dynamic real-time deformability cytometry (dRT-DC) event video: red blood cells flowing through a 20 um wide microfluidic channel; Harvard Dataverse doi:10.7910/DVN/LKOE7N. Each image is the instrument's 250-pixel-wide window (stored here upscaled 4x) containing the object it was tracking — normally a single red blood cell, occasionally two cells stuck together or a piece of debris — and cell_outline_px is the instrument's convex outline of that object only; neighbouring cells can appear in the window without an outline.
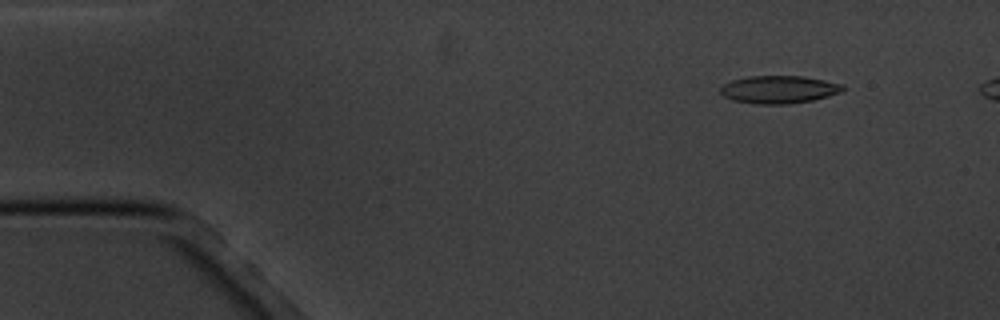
{"species": "common noctule bat (a hibernating species)", "species_latin": "Nyctalus noctula", "temperature_condition": "cold", "stored_images_in_passage": 10, "camera_frame_rate_fps": 3000, "um_per_image_px": 0.085, "animal": {"sex": "male", "body_mass_g": 20.1, "forearm_length_mm": 53.5}, "frame": {"image": 1, "passage_image": 2, "time_ms": 1.0, "image_size_px": [1000, 320], "cell_outline_px": [[844, 92], [812, 100], [788, 104], [756, 104], [732, 100], [724, 96], [720, 92], [720, 88], [724, 84], [732, 80], [748, 76], [804, 76], [844, 84]], "centroid_in_image_um": [66.23, 7.6], "position_along_channel_um": 18.8, "area_um2": 19.88}}
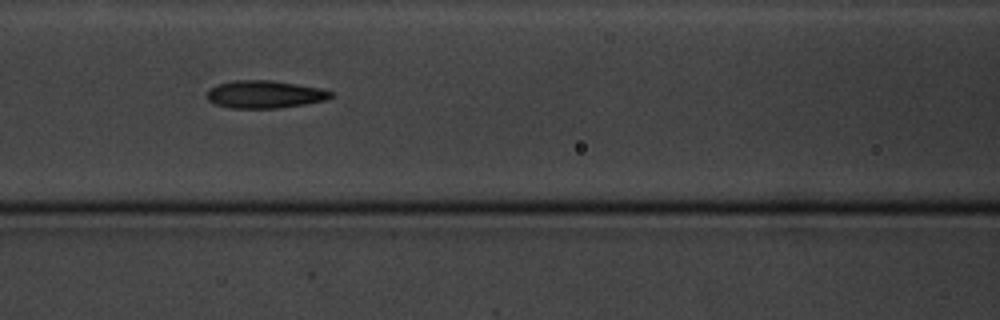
{"frame": {"image": 2, "passage_image": 7, "time_ms": 7.0, "image_size_px": [1000, 320], "cell_outline_px": [[332, 96], [328, 100], [280, 108], [228, 108], [216, 104], [208, 100], [208, 92], [216, 84], [232, 80], [272, 80], [320, 88], [332, 92]], "centroid_in_image_um": [22.51, 8.02], "position_along_channel_um": 144.1, "area_um2": 19.94}}
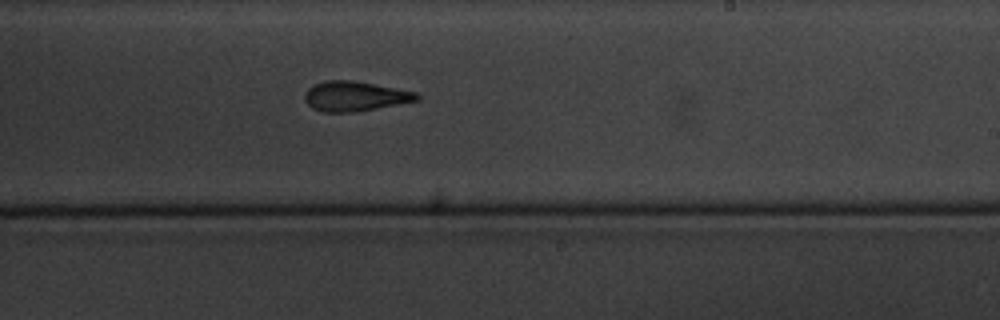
{"frame": {"image": 3, "passage_image": 10, "time_ms": 10.333, "image_size_px": [1000, 320], "cell_outline_px": [[420, 100], [376, 108], [352, 112], [320, 112], [312, 108], [304, 100], [304, 92], [312, 84], [324, 80], [352, 80], [416, 92], [420, 96]], "centroid_in_image_um": [30.11, 8.17], "position_along_channel_um": 258.9, "area_um2": 19.54}}